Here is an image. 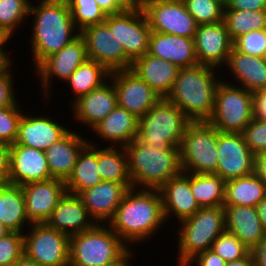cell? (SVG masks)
I'll return each instance as SVG.
<instances>
[{"label": "cell", "mask_w": 266, "mask_h": 266, "mask_svg": "<svg viewBox=\"0 0 266 266\" xmlns=\"http://www.w3.org/2000/svg\"><path fill=\"white\" fill-rule=\"evenodd\" d=\"M104 23L110 28L113 38L121 43L125 54L132 61L149 51L151 29L143 11L107 14Z\"/></svg>", "instance_id": "8fae6325"}, {"label": "cell", "mask_w": 266, "mask_h": 266, "mask_svg": "<svg viewBox=\"0 0 266 266\" xmlns=\"http://www.w3.org/2000/svg\"><path fill=\"white\" fill-rule=\"evenodd\" d=\"M104 141L126 147L138 135V118L125 108L116 106L113 111L92 129Z\"/></svg>", "instance_id": "f1b7e54d"}, {"label": "cell", "mask_w": 266, "mask_h": 266, "mask_svg": "<svg viewBox=\"0 0 266 266\" xmlns=\"http://www.w3.org/2000/svg\"><path fill=\"white\" fill-rule=\"evenodd\" d=\"M29 0H0V35L12 38L16 28L29 15Z\"/></svg>", "instance_id": "74e56055"}, {"label": "cell", "mask_w": 266, "mask_h": 266, "mask_svg": "<svg viewBox=\"0 0 266 266\" xmlns=\"http://www.w3.org/2000/svg\"><path fill=\"white\" fill-rule=\"evenodd\" d=\"M178 265L186 266L198 253L211 249L225 229V208H200L193 216L179 222Z\"/></svg>", "instance_id": "8992f818"}, {"label": "cell", "mask_w": 266, "mask_h": 266, "mask_svg": "<svg viewBox=\"0 0 266 266\" xmlns=\"http://www.w3.org/2000/svg\"><path fill=\"white\" fill-rule=\"evenodd\" d=\"M130 69L162 98L170 94L180 70L177 65L148 52L134 60Z\"/></svg>", "instance_id": "484cf974"}, {"label": "cell", "mask_w": 266, "mask_h": 266, "mask_svg": "<svg viewBox=\"0 0 266 266\" xmlns=\"http://www.w3.org/2000/svg\"><path fill=\"white\" fill-rule=\"evenodd\" d=\"M198 25L223 21L225 6L218 0H183Z\"/></svg>", "instance_id": "ab89813d"}, {"label": "cell", "mask_w": 266, "mask_h": 266, "mask_svg": "<svg viewBox=\"0 0 266 266\" xmlns=\"http://www.w3.org/2000/svg\"><path fill=\"white\" fill-rule=\"evenodd\" d=\"M87 59L85 41L80 34L60 51L45 58L35 68V72H38L41 78L40 84H42L45 98H49L48 92L52 84V78L57 77L66 81Z\"/></svg>", "instance_id": "2e32d148"}, {"label": "cell", "mask_w": 266, "mask_h": 266, "mask_svg": "<svg viewBox=\"0 0 266 266\" xmlns=\"http://www.w3.org/2000/svg\"><path fill=\"white\" fill-rule=\"evenodd\" d=\"M109 75L110 72L102 64L87 59L65 82L71 85L75 93L76 98L73 99H77L100 87L108 80Z\"/></svg>", "instance_id": "d590c367"}, {"label": "cell", "mask_w": 266, "mask_h": 266, "mask_svg": "<svg viewBox=\"0 0 266 266\" xmlns=\"http://www.w3.org/2000/svg\"><path fill=\"white\" fill-rule=\"evenodd\" d=\"M79 33L85 41L88 59L102 64L109 72L131 68L133 61L104 22L86 26Z\"/></svg>", "instance_id": "4fadbf2b"}, {"label": "cell", "mask_w": 266, "mask_h": 266, "mask_svg": "<svg viewBox=\"0 0 266 266\" xmlns=\"http://www.w3.org/2000/svg\"><path fill=\"white\" fill-rule=\"evenodd\" d=\"M11 68L0 75V109L8 106H13L18 99L15 97L13 87V75L10 72Z\"/></svg>", "instance_id": "bcb514c9"}, {"label": "cell", "mask_w": 266, "mask_h": 266, "mask_svg": "<svg viewBox=\"0 0 266 266\" xmlns=\"http://www.w3.org/2000/svg\"><path fill=\"white\" fill-rule=\"evenodd\" d=\"M225 229L238 237L251 251L266 237L256 207L223 205Z\"/></svg>", "instance_id": "4316f807"}, {"label": "cell", "mask_w": 266, "mask_h": 266, "mask_svg": "<svg viewBox=\"0 0 266 266\" xmlns=\"http://www.w3.org/2000/svg\"><path fill=\"white\" fill-rule=\"evenodd\" d=\"M10 173V146L0 144V184H7Z\"/></svg>", "instance_id": "f907efd6"}, {"label": "cell", "mask_w": 266, "mask_h": 266, "mask_svg": "<svg viewBox=\"0 0 266 266\" xmlns=\"http://www.w3.org/2000/svg\"><path fill=\"white\" fill-rule=\"evenodd\" d=\"M109 78L117 93L118 106L138 119L162 98L131 69L110 72Z\"/></svg>", "instance_id": "9a60e30c"}, {"label": "cell", "mask_w": 266, "mask_h": 266, "mask_svg": "<svg viewBox=\"0 0 266 266\" xmlns=\"http://www.w3.org/2000/svg\"><path fill=\"white\" fill-rule=\"evenodd\" d=\"M256 266H266V237L252 251Z\"/></svg>", "instance_id": "11a10c76"}, {"label": "cell", "mask_w": 266, "mask_h": 266, "mask_svg": "<svg viewBox=\"0 0 266 266\" xmlns=\"http://www.w3.org/2000/svg\"><path fill=\"white\" fill-rule=\"evenodd\" d=\"M125 148L133 188L160 189L171 178L181 174L180 147L149 146L137 138Z\"/></svg>", "instance_id": "277c9868"}, {"label": "cell", "mask_w": 266, "mask_h": 266, "mask_svg": "<svg viewBox=\"0 0 266 266\" xmlns=\"http://www.w3.org/2000/svg\"><path fill=\"white\" fill-rule=\"evenodd\" d=\"M13 266H42L39 263L26 258L24 255Z\"/></svg>", "instance_id": "94428289"}, {"label": "cell", "mask_w": 266, "mask_h": 266, "mask_svg": "<svg viewBox=\"0 0 266 266\" xmlns=\"http://www.w3.org/2000/svg\"><path fill=\"white\" fill-rule=\"evenodd\" d=\"M107 225L70 236L69 266H103L117 260L129 247Z\"/></svg>", "instance_id": "52a82bcc"}, {"label": "cell", "mask_w": 266, "mask_h": 266, "mask_svg": "<svg viewBox=\"0 0 266 266\" xmlns=\"http://www.w3.org/2000/svg\"><path fill=\"white\" fill-rule=\"evenodd\" d=\"M19 103L0 109V144L12 145L17 138L18 126L23 115Z\"/></svg>", "instance_id": "b9f144b4"}, {"label": "cell", "mask_w": 266, "mask_h": 266, "mask_svg": "<svg viewBox=\"0 0 266 266\" xmlns=\"http://www.w3.org/2000/svg\"><path fill=\"white\" fill-rule=\"evenodd\" d=\"M135 191V192H134ZM166 223L162 198L158 189L130 188L107 227L126 244L149 239ZM155 231V232H154ZM138 241V242H137Z\"/></svg>", "instance_id": "6da1fadb"}, {"label": "cell", "mask_w": 266, "mask_h": 266, "mask_svg": "<svg viewBox=\"0 0 266 266\" xmlns=\"http://www.w3.org/2000/svg\"><path fill=\"white\" fill-rule=\"evenodd\" d=\"M98 173L102 180L116 183H132L128 157L124 147L97 148Z\"/></svg>", "instance_id": "836d02e7"}, {"label": "cell", "mask_w": 266, "mask_h": 266, "mask_svg": "<svg viewBox=\"0 0 266 266\" xmlns=\"http://www.w3.org/2000/svg\"><path fill=\"white\" fill-rule=\"evenodd\" d=\"M220 1L224 6H226V4L230 1V0H218Z\"/></svg>", "instance_id": "be15d7a7"}, {"label": "cell", "mask_w": 266, "mask_h": 266, "mask_svg": "<svg viewBox=\"0 0 266 266\" xmlns=\"http://www.w3.org/2000/svg\"><path fill=\"white\" fill-rule=\"evenodd\" d=\"M159 192L167 222L173 214L181 222L200 209L191 192V173L182 172L171 178L159 189Z\"/></svg>", "instance_id": "603a6c76"}, {"label": "cell", "mask_w": 266, "mask_h": 266, "mask_svg": "<svg viewBox=\"0 0 266 266\" xmlns=\"http://www.w3.org/2000/svg\"><path fill=\"white\" fill-rule=\"evenodd\" d=\"M31 14L34 15V22L30 43L33 63L37 67L45 58L70 44L80 33L72 21L66 0H41L38 6L31 3Z\"/></svg>", "instance_id": "7a4b0ae2"}, {"label": "cell", "mask_w": 266, "mask_h": 266, "mask_svg": "<svg viewBox=\"0 0 266 266\" xmlns=\"http://www.w3.org/2000/svg\"><path fill=\"white\" fill-rule=\"evenodd\" d=\"M88 214L79 195L66 192L59 200L46 224L72 236L91 229L96 223Z\"/></svg>", "instance_id": "cb8c5ba5"}, {"label": "cell", "mask_w": 266, "mask_h": 266, "mask_svg": "<svg viewBox=\"0 0 266 266\" xmlns=\"http://www.w3.org/2000/svg\"><path fill=\"white\" fill-rule=\"evenodd\" d=\"M21 188L25 198L26 218L31 224L46 223L67 192L65 181L55 178L31 182Z\"/></svg>", "instance_id": "ac0fdd59"}, {"label": "cell", "mask_w": 266, "mask_h": 266, "mask_svg": "<svg viewBox=\"0 0 266 266\" xmlns=\"http://www.w3.org/2000/svg\"><path fill=\"white\" fill-rule=\"evenodd\" d=\"M254 119L266 120V89L253 93Z\"/></svg>", "instance_id": "816d5d0a"}, {"label": "cell", "mask_w": 266, "mask_h": 266, "mask_svg": "<svg viewBox=\"0 0 266 266\" xmlns=\"http://www.w3.org/2000/svg\"><path fill=\"white\" fill-rule=\"evenodd\" d=\"M259 220L266 233V196L256 205Z\"/></svg>", "instance_id": "680465c9"}, {"label": "cell", "mask_w": 266, "mask_h": 266, "mask_svg": "<svg viewBox=\"0 0 266 266\" xmlns=\"http://www.w3.org/2000/svg\"><path fill=\"white\" fill-rule=\"evenodd\" d=\"M25 198L21 186L0 184V222L11 232L23 233L26 218Z\"/></svg>", "instance_id": "1f68e13d"}, {"label": "cell", "mask_w": 266, "mask_h": 266, "mask_svg": "<svg viewBox=\"0 0 266 266\" xmlns=\"http://www.w3.org/2000/svg\"><path fill=\"white\" fill-rule=\"evenodd\" d=\"M220 80L213 114L208 121L220 132L242 133L254 118L253 93Z\"/></svg>", "instance_id": "ba28073f"}, {"label": "cell", "mask_w": 266, "mask_h": 266, "mask_svg": "<svg viewBox=\"0 0 266 266\" xmlns=\"http://www.w3.org/2000/svg\"><path fill=\"white\" fill-rule=\"evenodd\" d=\"M218 165L214 174L224 181L245 177L255 171V154L242 133L220 132L217 138Z\"/></svg>", "instance_id": "7c38bea8"}, {"label": "cell", "mask_w": 266, "mask_h": 266, "mask_svg": "<svg viewBox=\"0 0 266 266\" xmlns=\"http://www.w3.org/2000/svg\"><path fill=\"white\" fill-rule=\"evenodd\" d=\"M106 14H118L123 11H133L132 0H95Z\"/></svg>", "instance_id": "c3c4849f"}, {"label": "cell", "mask_w": 266, "mask_h": 266, "mask_svg": "<svg viewBox=\"0 0 266 266\" xmlns=\"http://www.w3.org/2000/svg\"><path fill=\"white\" fill-rule=\"evenodd\" d=\"M108 81L109 84L106 81L100 87L72 101L74 116L77 121L84 123V126L88 125L92 129L118 105L113 82L111 79Z\"/></svg>", "instance_id": "44dd1931"}, {"label": "cell", "mask_w": 266, "mask_h": 266, "mask_svg": "<svg viewBox=\"0 0 266 266\" xmlns=\"http://www.w3.org/2000/svg\"><path fill=\"white\" fill-rule=\"evenodd\" d=\"M194 45L199 65L219 69L226 64L233 48V41L224 22L220 21L198 25L194 36Z\"/></svg>", "instance_id": "e0dca14e"}, {"label": "cell", "mask_w": 266, "mask_h": 266, "mask_svg": "<svg viewBox=\"0 0 266 266\" xmlns=\"http://www.w3.org/2000/svg\"><path fill=\"white\" fill-rule=\"evenodd\" d=\"M87 138L69 131L46 149L45 155L52 178L66 181L71 175L81 150L89 143Z\"/></svg>", "instance_id": "83f0119b"}, {"label": "cell", "mask_w": 266, "mask_h": 266, "mask_svg": "<svg viewBox=\"0 0 266 266\" xmlns=\"http://www.w3.org/2000/svg\"><path fill=\"white\" fill-rule=\"evenodd\" d=\"M143 12L153 32L194 38L198 28L183 0H157Z\"/></svg>", "instance_id": "5bb4252c"}, {"label": "cell", "mask_w": 266, "mask_h": 266, "mask_svg": "<svg viewBox=\"0 0 266 266\" xmlns=\"http://www.w3.org/2000/svg\"><path fill=\"white\" fill-rule=\"evenodd\" d=\"M196 263L197 266H226V261L209 249L198 253L186 266Z\"/></svg>", "instance_id": "7dc6e473"}, {"label": "cell", "mask_w": 266, "mask_h": 266, "mask_svg": "<svg viewBox=\"0 0 266 266\" xmlns=\"http://www.w3.org/2000/svg\"><path fill=\"white\" fill-rule=\"evenodd\" d=\"M29 227V234L23 233L26 258L42 266H69L70 236L46 223Z\"/></svg>", "instance_id": "30bf717a"}, {"label": "cell", "mask_w": 266, "mask_h": 266, "mask_svg": "<svg viewBox=\"0 0 266 266\" xmlns=\"http://www.w3.org/2000/svg\"><path fill=\"white\" fill-rule=\"evenodd\" d=\"M215 70L205 65L180 68L173 88L166 97L191 122H208L213 114L215 91L220 82Z\"/></svg>", "instance_id": "3957f363"}, {"label": "cell", "mask_w": 266, "mask_h": 266, "mask_svg": "<svg viewBox=\"0 0 266 266\" xmlns=\"http://www.w3.org/2000/svg\"><path fill=\"white\" fill-rule=\"evenodd\" d=\"M265 196L266 185L255 173L225 181L224 205L256 207Z\"/></svg>", "instance_id": "d6a6232c"}, {"label": "cell", "mask_w": 266, "mask_h": 266, "mask_svg": "<svg viewBox=\"0 0 266 266\" xmlns=\"http://www.w3.org/2000/svg\"><path fill=\"white\" fill-rule=\"evenodd\" d=\"M70 129L60 125L48 116L25 115L23 114L14 144L45 151L52 144L63 138Z\"/></svg>", "instance_id": "7402d4cb"}, {"label": "cell", "mask_w": 266, "mask_h": 266, "mask_svg": "<svg viewBox=\"0 0 266 266\" xmlns=\"http://www.w3.org/2000/svg\"><path fill=\"white\" fill-rule=\"evenodd\" d=\"M90 143L91 141L79 153L73 171L65 181L68 193L80 195L102 181L98 173L97 145Z\"/></svg>", "instance_id": "4dcf8cb0"}, {"label": "cell", "mask_w": 266, "mask_h": 266, "mask_svg": "<svg viewBox=\"0 0 266 266\" xmlns=\"http://www.w3.org/2000/svg\"><path fill=\"white\" fill-rule=\"evenodd\" d=\"M223 22L234 41L248 32L266 29V10H224Z\"/></svg>", "instance_id": "8d00e7d4"}, {"label": "cell", "mask_w": 266, "mask_h": 266, "mask_svg": "<svg viewBox=\"0 0 266 266\" xmlns=\"http://www.w3.org/2000/svg\"><path fill=\"white\" fill-rule=\"evenodd\" d=\"M242 135L248 148L255 154L266 151V120L252 119Z\"/></svg>", "instance_id": "f6af8a7d"}, {"label": "cell", "mask_w": 266, "mask_h": 266, "mask_svg": "<svg viewBox=\"0 0 266 266\" xmlns=\"http://www.w3.org/2000/svg\"><path fill=\"white\" fill-rule=\"evenodd\" d=\"M191 192L200 208L223 206L225 181L214 173H191Z\"/></svg>", "instance_id": "e575fe53"}, {"label": "cell", "mask_w": 266, "mask_h": 266, "mask_svg": "<svg viewBox=\"0 0 266 266\" xmlns=\"http://www.w3.org/2000/svg\"><path fill=\"white\" fill-rule=\"evenodd\" d=\"M23 233L11 232L0 238V266H13L24 255Z\"/></svg>", "instance_id": "ee69618b"}, {"label": "cell", "mask_w": 266, "mask_h": 266, "mask_svg": "<svg viewBox=\"0 0 266 266\" xmlns=\"http://www.w3.org/2000/svg\"><path fill=\"white\" fill-rule=\"evenodd\" d=\"M233 48L241 53L255 57L266 55V29L251 31L233 41Z\"/></svg>", "instance_id": "7bdbcfd3"}, {"label": "cell", "mask_w": 266, "mask_h": 266, "mask_svg": "<svg viewBox=\"0 0 266 266\" xmlns=\"http://www.w3.org/2000/svg\"><path fill=\"white\" fill-rule=\"evenodd\" d=\"M10 38L0 37V75L7 72L12 67L11 58L6 54L3 45L8 42Z\"/></svg>", "instance_id": "f5cc1de1"}, {"label": "cell", "mask_w": 266, "mask_h": 266, "mask_svg": "<svg viewBox=\"0 0 266 266\" xmlns=\"http://www.w3.org/2000/svg\"><path fill=\"white\" fill-rule=\"evenodd\" d=\"M226 266H256V262L252 252H250L242 259L226 262Z\"/></svg>", "instance_id": "6f0895ef"}, {"label": "cell", "mask_w": 266, "mask_h": 266, "mask_svg": "<svg viewBox=\"0 0 266 266\" xmlns=\"http://www.w3.org/2000/svg\"><path fill=\"white\" fill-rule=\"evenodd\" d=\"M148 53L169 61L179 68L199 65L195 53L194 38L151 31Z\"/></svg>", "instance_id": "d4e9b609"}, {"label": "cell", "mask_w": 266, "mask_h": 266, "mask_svg": "<svg viewBox=\"0 0 266 266\" xmlns=\"http://www.w3.org/2000/svg\"><path fill=\"white\" fill-rule=\"evenodd\" d=\"M236 80L247 91L252 93L266 89V61L265 57H255L236 51L232 48L225 66Z\"/></svg>", "instance_id": "f546056e"}, {"label": "cell", "mask_w": 266, "mask_h": 266, "mask_svg": "<svg viewBox=\"0 0 266 266\" xmlns=\"http://www.w3.org/2000/svg\"><path fill=\"white\" fill-rule=\"evenodd\" d=\"M218 130L209 122H191L180 145L184 173H215L218 165Z\"/></svg>", "instance_id": "9c48e42d"}, {"label": "cell", "mask_w": 266, "mask_h": 266, "mask_svg": "<svg viewBox=\"0 0 266 266\" xmlns=\"http://www.w3.org/2000/svg\"><path fill=\"white\" fill-rule=\"evenodd\" d=\"M254 173L266 185V151L261 152L255 156V171Z\"/></svg>", "instance_id": "db71d44e"}, {"label": "cell", "mask_w": 266, "mask_h": 266, "mask_svg": "<svg viewBox=\"0 0 266 266\" xmlns=\"http://www.w3.org/2000/svg\"><path fill=\"white\" fill-rule=\"evenodd\" d=\"M133 188L132 183H116L102 180L92 188L84 190L79 196L88 214L97 224L109 222L123 200L126 192Z\"/></svg>", "instance_id": "ffe728a7"}, {"label": "cell", "mask_w": 266, "mask_h": 266, "mask_svg": "<svg viewBox=\"0 0 266 266\" xmlns=\"http://www.w3.org/2000/svg\"><path fill=\"white\" fill-rule=\"evenodd\" d=\"M133 11L141 10L144 11L149 5L153 4L157 0H132Z\"/></svg>", "instance_id": "91938a15"}, {"label": "cell", "mask_w": 266, "mask_h": 266, "mask_svg": "<svg viewBox=\"0 0 266 266\" xmlns=\"http://www.w3.org/2000/svg\"><path fill=\"white\" fill-rule=\"evenodd\" d=\"M72 21L79 32L86 26L100 24L106 20V12L95 0H67Z\"/></svg>", "instance_id": "f35d334b"}, {"label": "cell", "mask_w": 266, "mask_h": 266, "mask_svg": "<svg viewBox=\"0 0 266 266\" xmlns=\"http://www.w3.org/2000/svg\"><path fill=\"white\" fill-rule=\"evenodd\" d=\"M224 10H266V0H230Z\"/></svg>", "instance_id": "681fc988"}, {"label": "cell", "mask_w": 266, "mask_h": 266, "mask_svg": "<svg viewBox=\"0 0 266 266\" xmlns=\"http://www.w3.org/2000/svg\"><path fill=\"white\" fill-rule=\"evenodd\" d=\"M191 121L167 98H161L145 115L138 119L137 139L149 146L180 147Z\"/></svg>", "instance_id": "5b68a950"}, {"label": "cell", "mask_w": 266, "mask_h": 266, "mask_svg": "<svg viewBox=\"0 0 266 266\" xmlns=\"http://www.w3.org/2000/svg\"><path fill=\"white\" fill-rule=\"evenodd\" d=\"M131 247L128 248L117 260H114L108 264H105L103 266H131L129 264V259L133 257L131 252ZM132 256V257H131Z\"/></svg>", "instance_id": "9f6ffc18"}, {"label": "cell", "mask_w": 266, "mask_h": 266, "mask_svg": "<svg viewBox=\"0 0 266 266\" xmlns=\"http://www.w3.org/2000/svg\"><path fill=\"white\" fill-rule=\"evenodd\" d=\"M11 231L7 229L1 222H0V238H3L10 234Z\"/></svg>", "instance_id": "6125c7cd"}, {"label": "cell", "mask_w": 266, "mask_h": 266, "mask_svg": "<svg viewBox=\"0 0 266 266\" xmlns=\"http://www.w3.org/2000/svg\"><path fill=\"white\" fill-rule=\"evenodd\" d=\"M211 250L226 262L242 259L251 252L238 237L226 230L213 242Z\"/></svg>", "instance_id": "60d3db41"}, {"label": "cell", "mask_w": 266, "mask_h": 266, "mask_svg": "<svg viewBox=\"0 0 266 266\" xmlns=\"http://www.w3.org/2000/svg\"><path fill=\"white\" fill-rule=\"evenodd\" d=\"M52 179L44 151L20 144L10 145L8 184L23 186Z\"/></svg>", "instance_id": "d6986e66"}]
</instances>
